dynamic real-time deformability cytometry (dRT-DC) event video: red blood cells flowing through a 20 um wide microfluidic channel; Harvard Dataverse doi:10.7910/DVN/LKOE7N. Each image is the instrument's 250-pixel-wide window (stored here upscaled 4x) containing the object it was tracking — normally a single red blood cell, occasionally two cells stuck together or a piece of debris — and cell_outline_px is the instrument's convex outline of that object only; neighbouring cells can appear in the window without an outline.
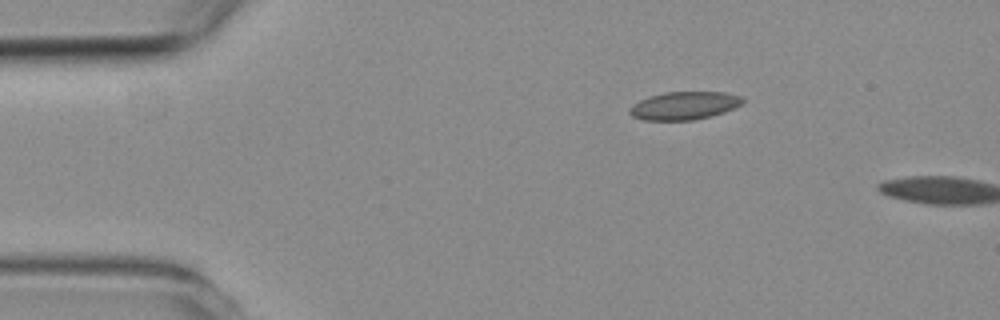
{"species": "common noctule bat (a hibernating species)", "species_latin": "Nyctalus noctula", "temperature_condition": "room temperature", "stored_images_in_passage": 5, "camera_frame_rate_fps": 3000, "um_per_image_px": 0.085, "animal": {"sex": "female", "body_mass_g": 19.3, "forearm_length_mm": 54.1}, "frame": {"image": 1, "passage_image": 5, "time_ms": 4.667, "image_size_px": [1000, 320], "cell_outline_px": [[744, 104], [724, 112], [712, 116], [692, 120], [644, 120], [632, 116], [628, 112], [628, 108], [640, 100], [648, 96], [664, 92], [724, 92], [740, 96], [744, 100]], "centroid_in_image_um": [58.16, 8.98], "position_along_channel_um": 26.8, "area_um2": 18.55}}